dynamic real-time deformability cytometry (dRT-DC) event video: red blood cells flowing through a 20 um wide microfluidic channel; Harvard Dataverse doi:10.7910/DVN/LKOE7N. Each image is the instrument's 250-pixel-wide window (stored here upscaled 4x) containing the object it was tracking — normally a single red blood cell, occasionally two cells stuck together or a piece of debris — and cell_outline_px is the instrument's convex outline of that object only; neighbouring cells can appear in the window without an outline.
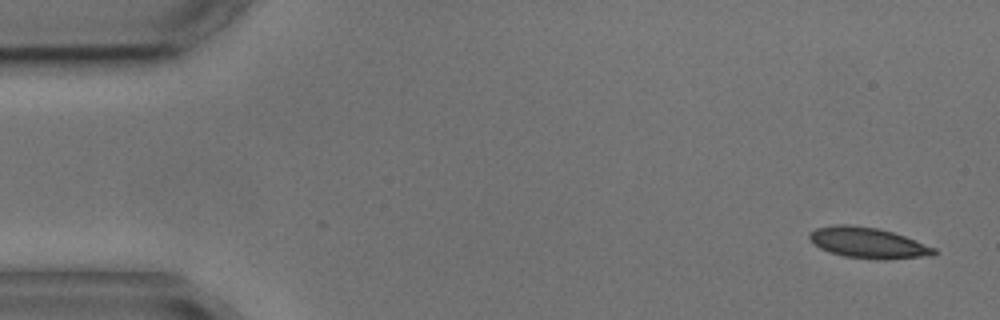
{"species": "common noctule bat (a hibernating species)", "species_latin": "Nyctalus noctula", "temperature_condition": "cold", "stored_images_in_passage": 4, "camera_frame_rate_fps": 3000, "um_per_image_px": 0.085, "animal": {"sex": "male", "body_mass_g": 17.9, "forearm_length_mm": 54.2}, "frame": {"image": 1, "passage_image": 1, "time_ms": 0.0, "image_size_px": [1000, 320], "cell_outline_px": [[936, 252], [920, 256], [844, 256], [820, 248], [808, 236], [808, 232], [816, 228], [836, 224], [848, 224], [876, 228], [892, 232], [904, 236], [936, 248]], "centroid_in_image_um": [73.65, 20.56], "position_along_channel_um": 11.3, "area_um2": 20.69}}
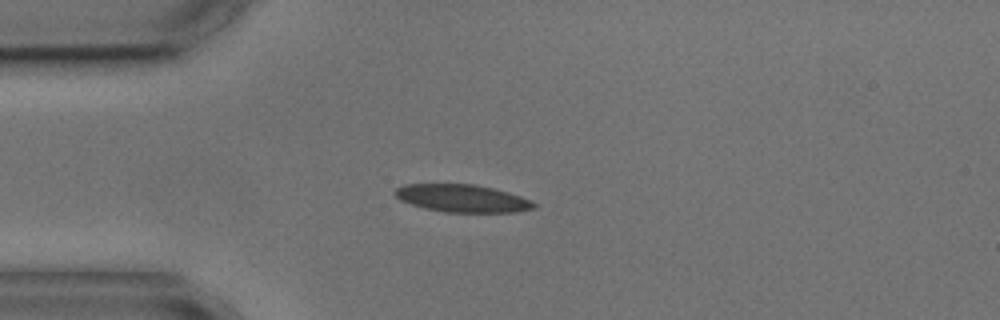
{"frame": {"image": 2, "passage_image": 4, "time_ms": 3.667, "image_size_px": [1000, 320], "cell_outline_px": [[536, 208], [516, 212], [444, 212], [424, 208], [400, 200], [392, 192], [396, 188], [404, 184], [476, 184], [508, 192], [532, 200], [536, 204]], "centroid_in_image_um": [39.3, 16.85], "position_along_channel_um": 45.7, "area_um2": 22.43}}